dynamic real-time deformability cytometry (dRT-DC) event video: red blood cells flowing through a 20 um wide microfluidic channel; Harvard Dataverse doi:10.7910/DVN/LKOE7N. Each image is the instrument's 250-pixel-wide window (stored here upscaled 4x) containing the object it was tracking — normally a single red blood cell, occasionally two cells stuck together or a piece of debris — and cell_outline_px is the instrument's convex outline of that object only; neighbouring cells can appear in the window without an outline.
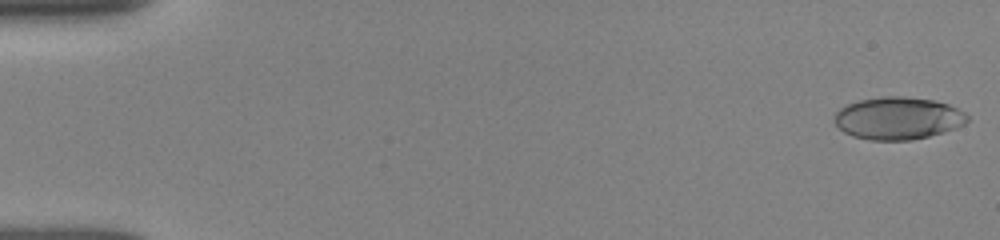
{"species": "human", "species_latin": "Homo sapiens", "temperature_condition": "room temperature", "stored_images_in_passage": 35, "camera_frame_rate_fps": 3000, "um_per_image_px": 0.085, "donor": {"sex": "female"}, "frame": {"image": 1, "passage_image": 1, "time_ms": 0.0, "image_size_px": [1000, 240], "cell_outline_px": [[968, 120], [964, 124], [956, 128], [944, 132], [912, 140], [872, 140], [852, 136], [844, 132], [836, 124], [836, 112], [840, 108], [848, 104], [860, 100], [884, 96], [900, 96], [932, 100], [948, 104], [964, 112], [968, 116]], "centroid_in_image_um": [76.34, 10.05], "position_along_channel_um": 8.7, "area_um2": 32.6}}
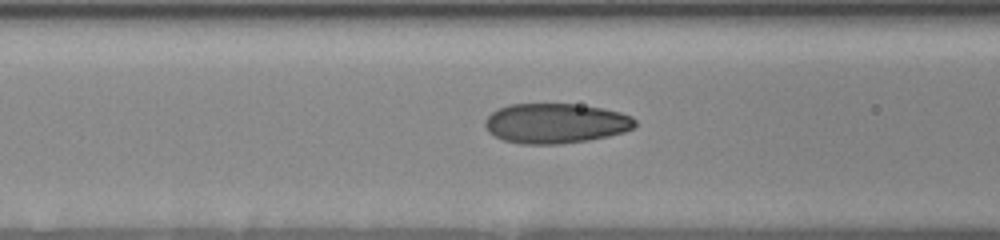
{"frame": {"image": 2, "passage_image": 21, "time_ms": 6.667, "image_size_px": [1000, 240], "cell_outline_px": [[636, 124], [632, 128], [624, 132], [608, 136], [588, 140], [560, 144], [524, 144], [504, 140], [488, 132], [484, 124], [484, 120], [492, 112], [508, 104], [576, 104], [600, 108], [620, 112], [632, 116], [636, 120]], "centroid_in_image_um": [47.22, 10.48], "position_along_channel_um": 119.4, "area_um2": 34.85}}
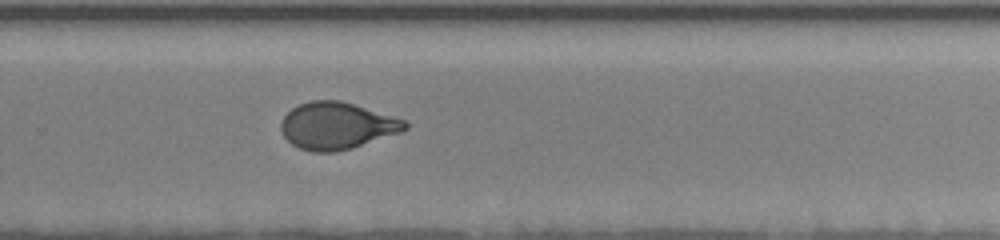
{"frame": {"image": 3, "passage_image": 35, "time_ms": 11.333, "image_size_px": [1000, 240], "cell_outline_px": [[408, 128], [400, 132], [352, 148], [336, 152], [312, 152], [300, 148], [292, 144], [284, 136], [280, 128], [280, 124], [284, 116], [292, 108], [300, 104], [312, 100], [340, 100], [392, 116], [404, 120], [408, 124]], "centroid_in_image_um": [28.61, 10.69], "position_along_channel_um": 301.2, "area_um2": 33.64}}